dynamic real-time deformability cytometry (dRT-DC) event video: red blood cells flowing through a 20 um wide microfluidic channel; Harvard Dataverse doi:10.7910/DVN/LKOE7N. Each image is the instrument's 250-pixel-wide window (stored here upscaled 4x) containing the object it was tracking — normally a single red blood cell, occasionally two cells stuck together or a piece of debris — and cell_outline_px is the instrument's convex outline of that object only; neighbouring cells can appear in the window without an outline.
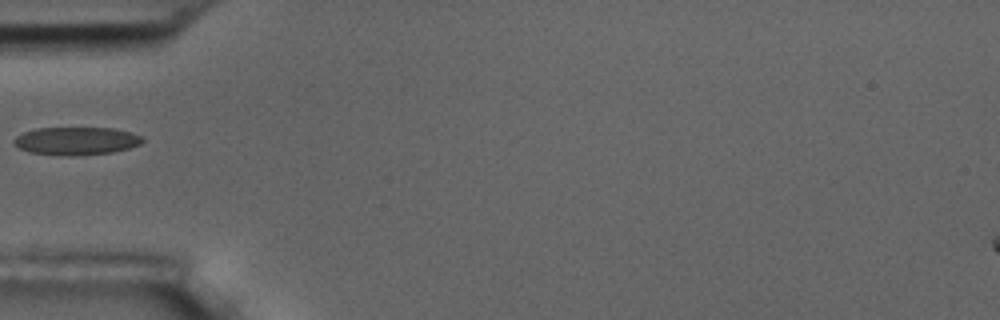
{"species": "common noctule bat (a hibernating species)", "species_latin": "Nyctalus noctula", "temperature_condition": "room temperature", "stored_images_in_passage": 1, "camera_frame_rate_fps": 3000, "um_per_image_px": 0.085, "animal": {"sex": "male", "body_mass_g": 17.5, "forearm_length_mm": 52.3}, "frame": {"image": 1, "passage_image": 1, "time_ms": 0.0, "image_size_px": [1000, 320], "cell_outline_px": [[144, 140], [140, 144], [128, 148], [112, 152], [68, 156], [28, 152], [12, 144], [12, 140], [16, 136], [24, 132], [36, 128], [112, 128], [128, 132], [140, 136]], "centroid_in_image_um": [6.42, 11.98], "position_along_channel_um": 78.6, "area_um2": 20.75}}